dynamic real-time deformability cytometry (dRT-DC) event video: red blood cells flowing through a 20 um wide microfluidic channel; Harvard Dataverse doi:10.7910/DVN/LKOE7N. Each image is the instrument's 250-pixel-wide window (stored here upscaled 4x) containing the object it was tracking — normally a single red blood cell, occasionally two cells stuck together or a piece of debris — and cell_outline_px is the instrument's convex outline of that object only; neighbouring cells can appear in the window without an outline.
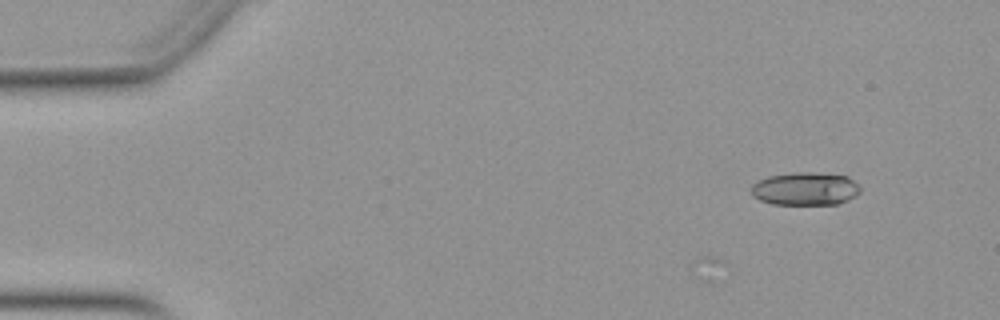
{"species": "Egyptian fruit bat (a non-hibernating species)", "species_latin": "Rousettus aegyptiacus", "temperature_condition": "warm", "stored_images_in_passage": 5, "camera_frame_rate_fps": 3000, "um_per_image_px": 0.085, "animal": {"sex": "female"}, "frame": {"image": 1, "passage_image": 2, "time_ms": 0.333, "image_size_px": [1000, 320], "cell_outline_px": [[860, 192], [856, 196], [848, 200], [836, 204], [772, 204], [760, 200], [752, 196], [752, 184], [768, 176], [800, 172], [808, 172], [848, 176], [860, 188]], "centroid_in_image_um": [68.45, 16.05], "position_along_channel_um": 16.6, "area_um2": 20.81}}